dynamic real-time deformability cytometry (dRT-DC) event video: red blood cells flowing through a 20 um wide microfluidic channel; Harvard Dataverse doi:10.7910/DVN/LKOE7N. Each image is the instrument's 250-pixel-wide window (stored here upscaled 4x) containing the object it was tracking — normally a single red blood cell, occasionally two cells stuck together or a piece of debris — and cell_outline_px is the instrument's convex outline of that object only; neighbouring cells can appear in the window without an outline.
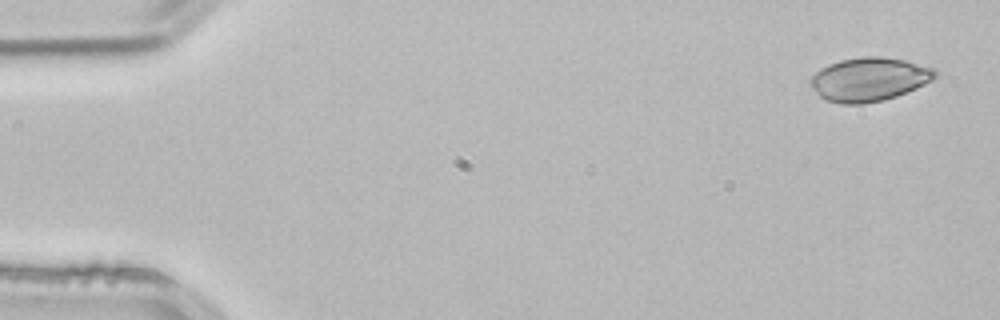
{"species": "common noctule bat (a hibernating species)", "species_latin": "Nyctalus noctula", "temperature_condition": "room temperature", "stored_images_in_passage": 3, "camera_frame_rate_fps": 3000, "um_per_image_px": 0.085, "animal": {"sex": "male", "body_mass_g": 21.5, "forearm_length_mm": 52.0}, "frame": {"image": 1, "passage_image": 1, "time_ms": 0.0, "image_size_px": [1000, 320], "cell_outline_px": [[940, 72], [932, 80], [916, 88], [896, 96], [884, 100], [864, 104], [840, 104], [824, 100], [820, 96], [808, 80], [820, 68], [828, 64], [840, 60], [860, 56], [880, 56], [904, 60], [936, 68]], "centroid_in_image_um": [73.89, 6.74], "position_along_channel_um": 11.1, "area_um2": 31.96}}